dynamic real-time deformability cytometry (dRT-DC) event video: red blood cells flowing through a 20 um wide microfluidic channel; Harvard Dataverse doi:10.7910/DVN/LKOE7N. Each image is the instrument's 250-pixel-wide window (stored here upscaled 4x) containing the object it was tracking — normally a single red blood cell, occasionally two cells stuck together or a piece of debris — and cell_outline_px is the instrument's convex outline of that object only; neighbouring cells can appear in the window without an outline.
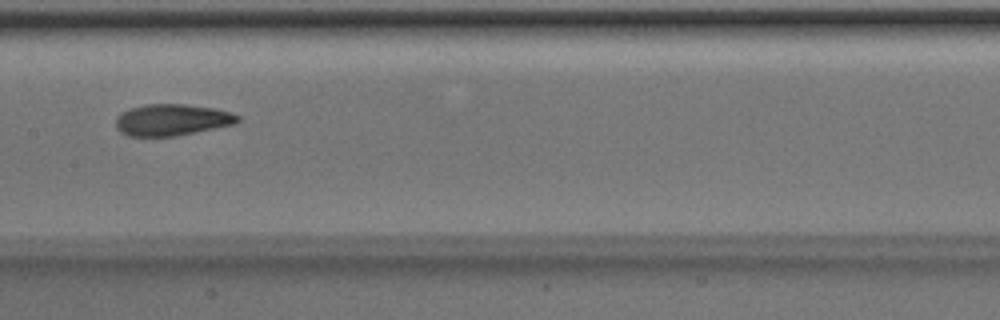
{"species": "Egyptian fruit bat (a non-hibernating species)", "species_latin": "Rousettus aegyptiacus", "temperature_condition": "room temperature", "stored_images_in_passage": 4, "camera_frame_rate_fps": 3000, "um_per_image_px": 0.085, "animal": {"sex": "male"}, "frame": {"image": 1, "passage_image": 4, "time_ms": 1.0, "image_size_px": [1000, 320], "cell_outline_px": [[240, 120], [236, 124], [176, 136], [128, 136], [120, 132], [116, 128], [116, 116], [120, 112], [128, 108], [144, 104], [184, 104], [212, 108], [232, 112], [240, 116]], "centroid_in_image_um": [14.6, 10.18], "position_along_channel_um": 192.8, "area_um2": 22.66}}